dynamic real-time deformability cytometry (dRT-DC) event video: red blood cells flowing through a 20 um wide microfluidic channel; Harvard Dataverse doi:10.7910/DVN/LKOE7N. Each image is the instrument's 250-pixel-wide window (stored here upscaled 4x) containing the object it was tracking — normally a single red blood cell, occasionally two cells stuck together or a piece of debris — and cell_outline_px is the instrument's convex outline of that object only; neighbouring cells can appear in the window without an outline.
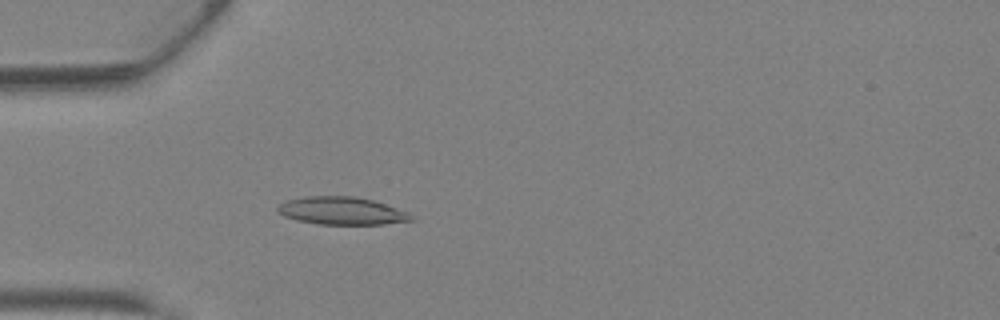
{"species": "Egyptian fruit bat (a non-hibernating species)", "species_latin": "Rousettus aegyptiacus", "temperature_condition": "warm", "stored_images_in_passage": 42, "camera_frame_rate_fps": 3000, "um_per_image_px": 0.085, "animal": {"sex": "female"}, "frame": {"image": 1, "passage_image": 13, "time_ms": 4.0, "image_size_px": [1000, 320], "cell_outline_px": [[416, 220], [384, 224], [320, 224], [296, 220], [284, 216], [276, 212], [276, 208], [280, 204], [288, 200], [308, 196], [356, 196], [376, 200], [408, 212]], "centroid_in_image_um": [29.07, 17.91], "position_along_channel_um": 55.9, "area_um2": 21.73}}
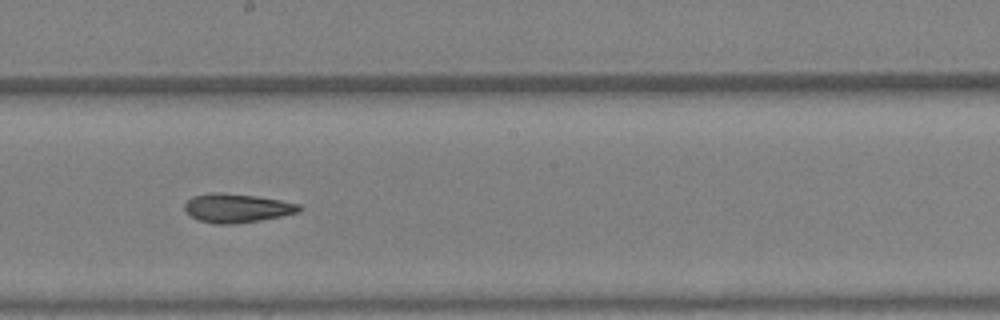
{"frame": {"image": 2, "passage_image": 24, "time_ms": 7.667, "image_size_px": [1000, 320], "cell_outline_px": [[304, 208], [300, 212], [260, 220], [232, 224], [212, 224], [196, 220], [184, 208], [184, 204], [192, 196], [256, 196], [280, 200], [300, 204]], "centroid_in_image_um": [20.21, 17.75], "position_along_channel_um": 228.0, "area_um2": 18.32}}
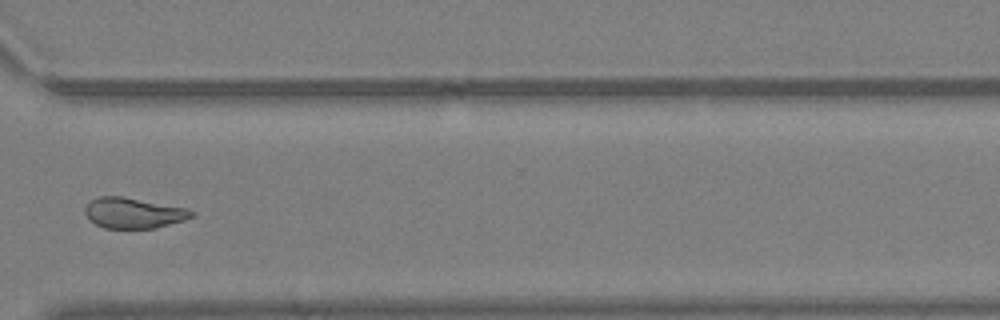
{"frame": {"image": 3, "passage_image": 32, "time_ms": 10.333, "image_size_px": [1000, 320], "cell_outline_px": [[196, 212], [192, 216], [184, 220], [152, 228], [104, 228], [96, 224], [84, 212], [84, 208], [92, 200], [100, 196], [124, 196], [184, 208]], "centroid_in_image_um": [11.33, 18.09], "position_along_channel_um": 359.3, "area_um2": 18.61}, "authors_computed_cell_mechanics": {"area_um2": 20.1144, "velocity_mm_per_s": 4.9135, "shape_relaxation_time_tau1_ms": null, "shape_relaxation_time_tau2_ms": 4.3272, "deformation_change_tau1": null, "deformation_change_tau2": 0.1431}}